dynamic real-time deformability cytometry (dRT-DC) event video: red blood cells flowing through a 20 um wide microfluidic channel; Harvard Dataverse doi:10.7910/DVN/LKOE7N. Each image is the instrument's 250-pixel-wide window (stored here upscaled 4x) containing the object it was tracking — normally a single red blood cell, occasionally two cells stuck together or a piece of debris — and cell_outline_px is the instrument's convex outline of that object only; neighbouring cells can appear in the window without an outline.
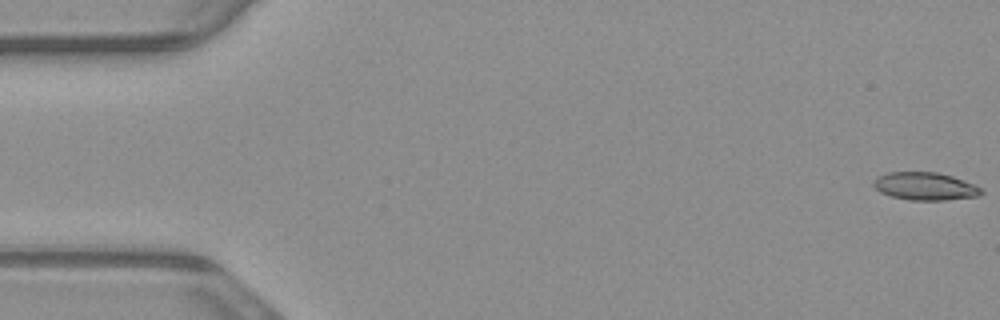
{"species": "common noctule bat (a hibernating species)", "species_latin": "Nyctalus noctula", "temperature_condition": "warm", "stored_images_in_passage": 54, "camera_frame_rate_fps": 3000, "um_per_image_px": 0.085, "animal": {"sex": "male", "body_mass_g": 23.1, "forearm_length_mm": 52.7}, "frame": {"image": 1, "passage_image": 1, "time_ms": 0.0, "image_size_px": [1000, 320], "cell_outline_px": [[984, 192], [980, 196], [944, 200], [908, 200], [892, 196], [880, 192], [872, 184], [872, 180], [888, 172], [936, 172], [952, 176], [964, 180], [980, 188]], "centroid_in_image_um": [78.63, 15.83], "position_along_channel_um": 6.4, "area_um2": 17.4}}
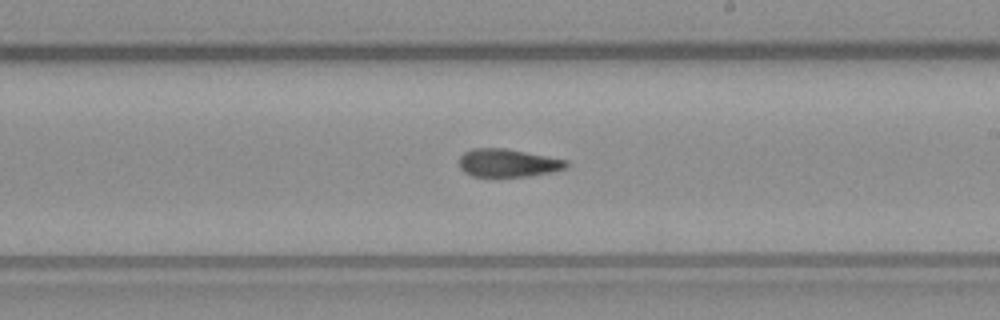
{"frame": {"image": 2, "passage_image": 31, "time_ms": 10.0, "image_size_px": [1000, 320], "cell_outline_px": [[568, 168], [552, 172], [528, 176], [472, 176], [464, 172], [460, 168], [460, 156], [464, 152], [472, 148], [504, 148], [568, 160]], "centroid_in_image_um": [43.18, 13.85], "position_along_channel_um": 245.8, "area_um2": 17.46}}
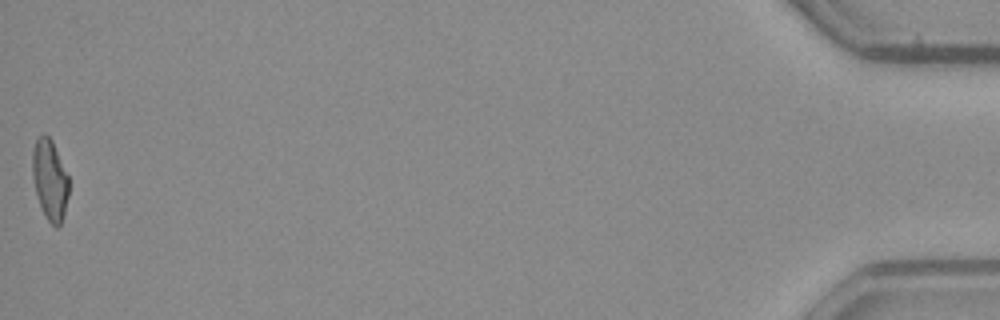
{"frame": {"image": 3, "passage_image": 54, "time_ms": 17.667, "image_size_px": [1000, 320], "cell_outline_px": [[68, 196], [64, 212], [60, 224], [56, 228], [48, 220], [40, 204], [36, 192], [32, 176], [32, 152], [36, 140], [44, 132], [52, 140], [68, 176]], "centroid_in_image_um": [4.23, 15.24], "position_along_channel_um": 431.0, "area_um2": 16.76}, "authors_computed_cell_mechanics": {"area_um2": 17.7735, "velocity_mm_per_s": 3.8448, "shape_relaxation_time_tau1_ms": null, "shape_relaxation_time_tau2_ms": 3.9618, "deformation_change_tau1": null, "deformation_change_tau2": 0.1228}}